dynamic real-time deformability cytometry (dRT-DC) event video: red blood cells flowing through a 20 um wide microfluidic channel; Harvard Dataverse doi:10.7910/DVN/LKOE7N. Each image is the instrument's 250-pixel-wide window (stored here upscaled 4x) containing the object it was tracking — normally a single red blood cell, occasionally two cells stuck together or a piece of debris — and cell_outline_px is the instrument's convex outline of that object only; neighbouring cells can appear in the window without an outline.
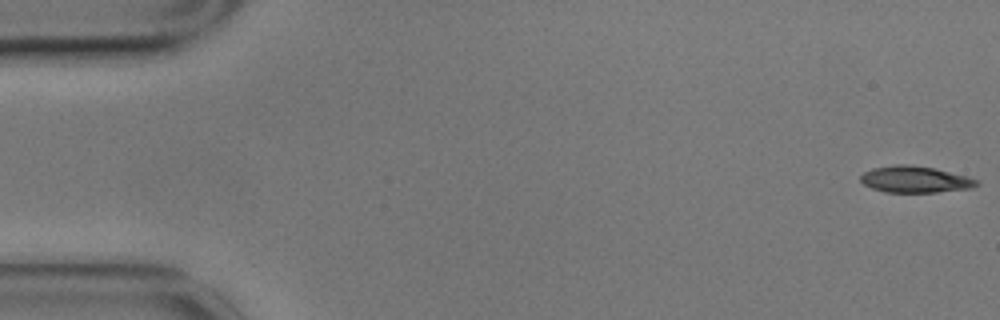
{"species": "common noctule bat (a hibernating species)", "species_latin": "Nyctalus noctula", "temperature_condition": "cold", "stored_images_in_passage": 57, "camera_frame_rate_fps": 3000, "um_per_image_px": 0.085, "animal": {"sex": "male", "body_mass_g": 17.9}, "frame": {"image": 1, "passage_image": 1, "time_ms": 0.0, "image_size_px": [1000, 320], "cell_outline_px": [[980, 184], [972, 188], [936, 192], [884, 192], [872, 188], [864, 184], [860, 180], [860, 176], [864, 172], [872, 168], [896, 164], [908, 164], [932, 168], [980, 180]], "centroid_in_image_um": [77.76, 15.25], "position_along_channel_um": 7.2, "area_um2": 17.8}}
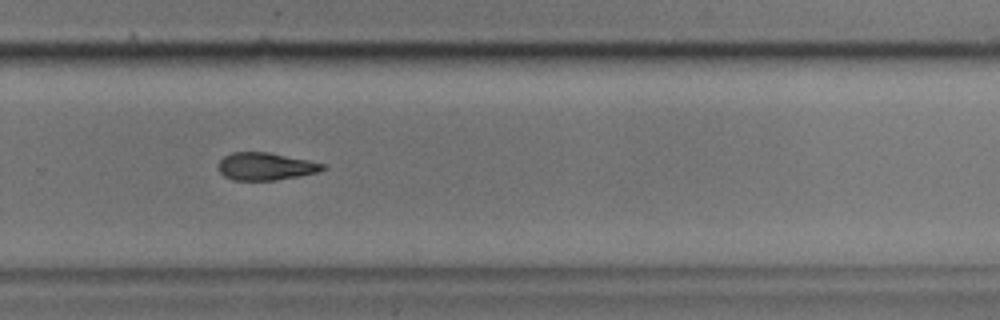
{"frame": {"image": 2, "passage_image": 38, "time_ms": 12.333, "image_size_px": [1000, 320], "cell_outline_px": [[328, 164], [324, 168], [316, 172], [300, 176], [276, 180], [232, 180], [224, 176], [216, 168], [220, 160], [224, 156], [232, 152], [268, 152]], "centroid_in_image_um": [22.55, 14.14], "position_along_channel_um": 307.3, "area_um2": 16.82}}
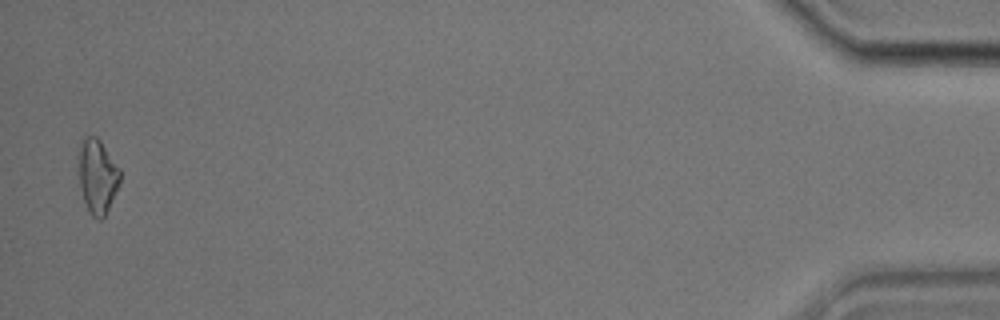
{"frame": {"image": 3, "passage_image": 56, "time_ms": 18.333, "image_size_px": [1000, 320], "cell_outline_px": [[120, 184], [104, 220], [96, 220], [92, 216], [84, 200], [76, 172], [80, 140], [84, 136], [96, 136], [100, 140], [120, 168]], "centroid_in_image_um": [8.26, 14.98], "position_along_channel_um": 426.9, "area_um2": 18.61}, "authors_computed_cell_mechanics": {"area_um2": 17.9758, "velocity_mm_per_s": 3.4927, "shape_relaxation_time_tau1_ms": 3.3421, "shape_relaxation_time_tau2_ms": null, "deformation_change_tau1": 0.1314, "deformation_change_tau2": null}}